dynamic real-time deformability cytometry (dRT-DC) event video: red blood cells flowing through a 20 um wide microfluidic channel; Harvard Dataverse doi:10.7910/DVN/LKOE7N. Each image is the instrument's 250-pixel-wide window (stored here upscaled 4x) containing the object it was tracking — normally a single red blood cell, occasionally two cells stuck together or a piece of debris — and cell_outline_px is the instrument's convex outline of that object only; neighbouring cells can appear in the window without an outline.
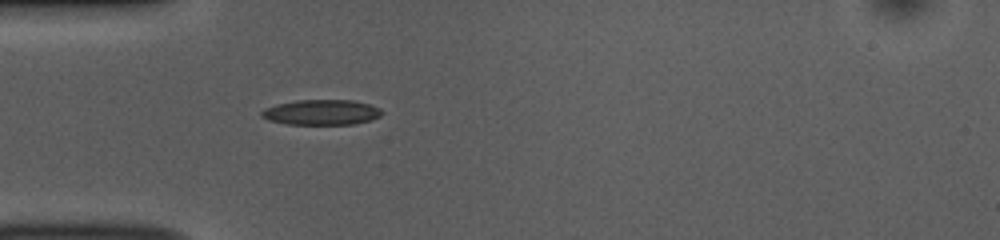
{"species": "common noctule bat (a hibernating species)", "species_latin": "Nyctalus noctula", "temperature_condition": "room temperature", "stored_images_in_passage": 40, "camera_frame_rate_fps": 3000, "um_per_image_px": 0.085, "animal": {"sex": "female", "body_mass_g": 10.0, "forearm_length_mm": 53.1}, "frame": {"image": 1, "passage_image": 3, "time_ms": 0.667, "image_size_px": [1000, 240], "cell_outline_px": [[384, 112], [380, 116], [372, 120], [352, 124], [288, 124], [268, 120], [260, 116], [260, 112], [264, 108], [276, 104], [296, 100], [352, 100], [368, 104], [380, 108]], "centroid_in_image_um": [27.31, 9.54], "position_along_channel_um": 57.7, "area_um2": 17.8}}
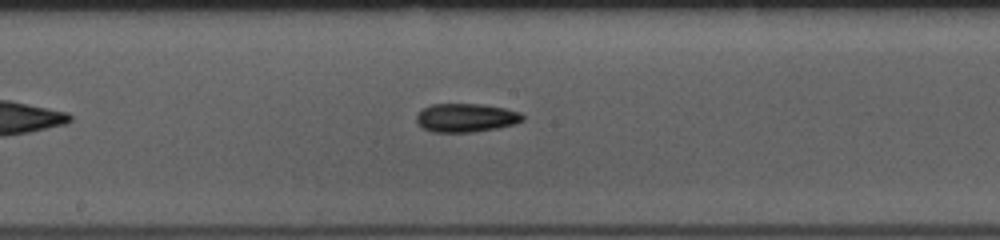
{"frame": {"image": 2, "passage_image": 15, "time_ms": 4.667, "image_size_px": [1000, 240], "cell_outline_px": [[524, 120], [516, 124], [496, 128], [472, 132], [432, 132], [424, 128], [416, 120], [416, 116], [424, 108], [432, 104], [480, 104], [504, 108], [520, 112], [524, 116]], "centroid_in_image_um": [39.64, 10.01], "position_along_channel_um": 208.6, "area_um2": 17.57}}
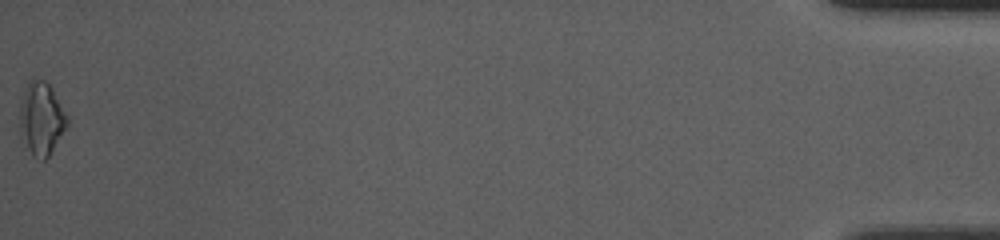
{"frame": {"image": 3, "passage_image": 40, "time_ms": 13.0, "image_size_px": [1000, 240], "cell_outline_px": [[68, 124], [48, 156], [44, 160], [40, 160], [32, 156], [20, 132], [20, 104], [28, 80], [32, 76], [44, 80], [52, 88], [68, 116]], "centroid_in_image_um": [3.51, 10.04], "position_along_channel_um": 431.7, "area_um2": 20.06}, "authors_computed_cell_mechanics": {"area_um2": 16.8776, "velocity_mm_per_s": 3.8599, "shape_relaxation_time_tau1_ms": 6.2309, "shape_relaxation_time_tau2_ms": 4.1536, "deformation_change_tau1": 0.1559, "deformation_change_tau2": 0.1264}}